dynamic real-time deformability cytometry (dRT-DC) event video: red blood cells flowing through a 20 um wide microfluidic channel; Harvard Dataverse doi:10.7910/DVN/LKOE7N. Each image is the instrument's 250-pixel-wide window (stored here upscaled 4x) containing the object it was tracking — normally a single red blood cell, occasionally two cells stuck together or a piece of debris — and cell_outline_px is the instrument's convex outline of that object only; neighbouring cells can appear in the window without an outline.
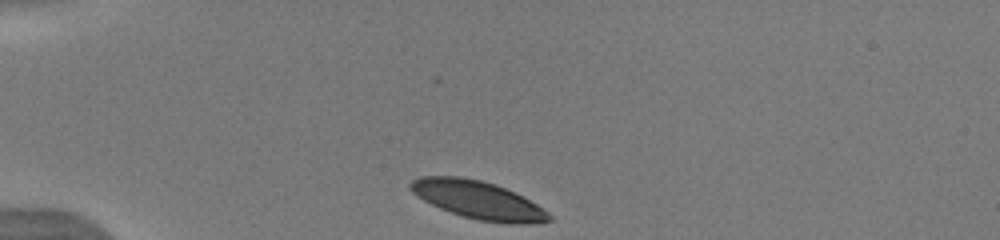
{"species": "human", "species_latin": "Homo sapiens", "temperature_condition": "warm", "stored_images_in_passage": 4, "camera_frame_rate_fps": 3000, "um_per_image_px": 0.085, "donor": {"sex": "male"}, "frame": {"image": 1, "passage_image": 1, "time_ms": 0.0, "image_size_px": [1000, 240], "cell_outline_px": [[552, 220], [540, 224], [508, 224], [480, 220], [464, 216], [440, 208], [416, 196], [408, 188], [408, 184], [412, 180], [420, 176], [460, 176], [480, 180], [496, 184], [544, 208], [552, 216]], "centroid_in_image_um": [40.64, 17.0], "position_along_channel_um": 44.4, "area_um2": 30.63}}